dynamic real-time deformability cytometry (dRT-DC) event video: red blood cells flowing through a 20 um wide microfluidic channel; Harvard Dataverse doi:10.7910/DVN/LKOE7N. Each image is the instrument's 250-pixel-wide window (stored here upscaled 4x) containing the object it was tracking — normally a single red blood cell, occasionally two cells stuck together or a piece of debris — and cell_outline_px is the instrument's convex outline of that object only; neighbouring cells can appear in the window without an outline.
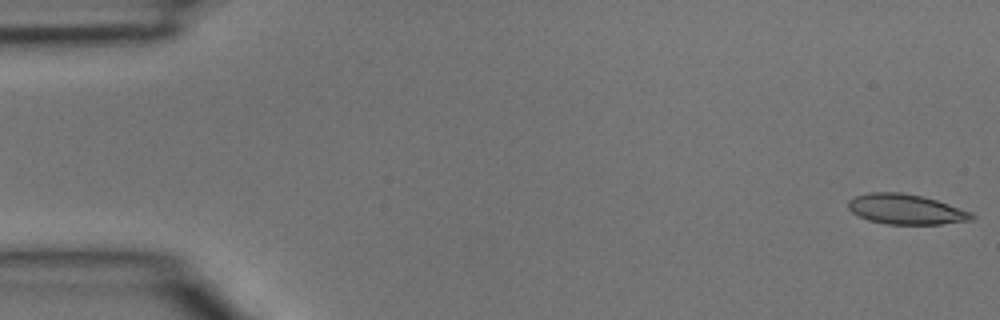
{"species": "common noctule bat (a hibernating species)", "species_latin": "Nyctalus noctula", "temperature_condition": "room temperature", "stored_images_in_passage": 3, "camera_frame_rate_fps": 3000, "um_per_image_px": 0.085, "animal": {"sex": "male", "body_mass_g": 15.6}, "frame": {"image": 1, "passage_image": 1, "time_ms": 0.0, "image_size_px": [1000, 320], "cell_outline_px": [[976, 216], [972, 220], [940, 224], [884, 224], [868, 220], [852, 212], [848, 208], [848, 200], [856, 196], [868, 192], [900, 192], [924, 196], [972, 212]], "centroid_in_image_um": [77.0, 17.78], "position_along_channel_um": 8.0, "area_um2": 21.73}}